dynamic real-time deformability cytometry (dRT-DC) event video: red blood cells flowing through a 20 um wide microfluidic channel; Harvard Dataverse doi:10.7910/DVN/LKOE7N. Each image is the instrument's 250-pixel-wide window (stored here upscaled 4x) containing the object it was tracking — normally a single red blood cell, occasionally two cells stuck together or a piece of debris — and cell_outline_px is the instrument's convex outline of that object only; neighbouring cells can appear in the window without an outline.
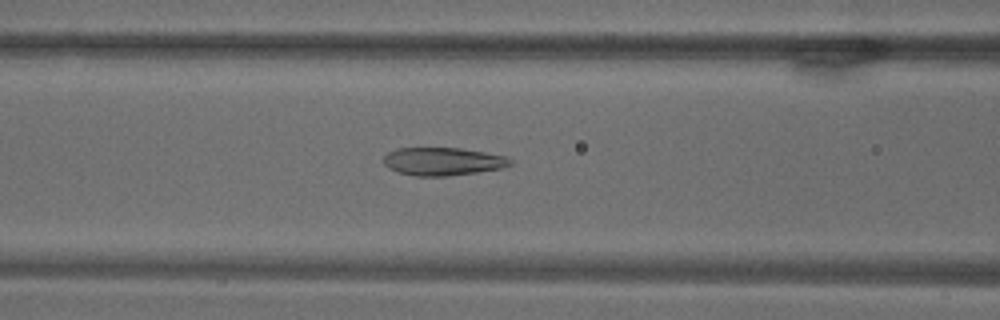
{"species": "common noctule bat (a hibernating species)", "species_latin": "Nyctalus noctula", "temperature_condition": "warm", "stored_images_in_passage": 70, "camera_frame_rate_fps": 3000, "um_per_image_px": 0.085, "animal": {"sex": "male", "body_mass_g": 18.8}, "frame": {"image": 1, "passage_image": 29, "time_ms": 9.333, "image_size_px": [1000, 320], "cell_outline_px": [[512, 164], [500, 168], [476, 172], [448, 176], [416, 176], [400, 172], [388, 168], [384, 164], [384, 156], [388, 152], [396, 148], [460, 148], [508, 156], [512, 160]], "centroid_in_image_um": [37.64, 13.71], "position_along_channel_um": 129.0, "area_um2": 20.58}}
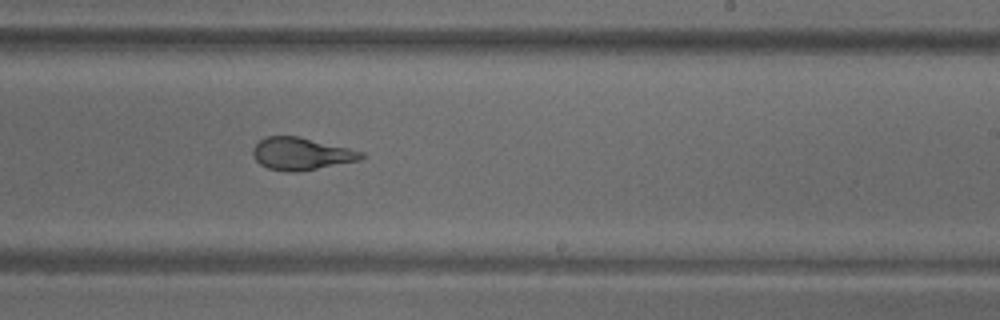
{"frame": {"image": 2, "passage_image": 43, "time_ms": 14.0, "image_size_px": [1000, 320], "cell_outline_px": [[364, 156], [360, 160], [316, 168], [292, 172], [268, 168], [260, 164], [252, 156], [252, 148], [260, 140], [268, 136], [300, 136], [364, 152]], "centroid_in_image_um": [25.58, 13.05], "position_along_channel_um": 263.4, "area_um2": 20.17}}
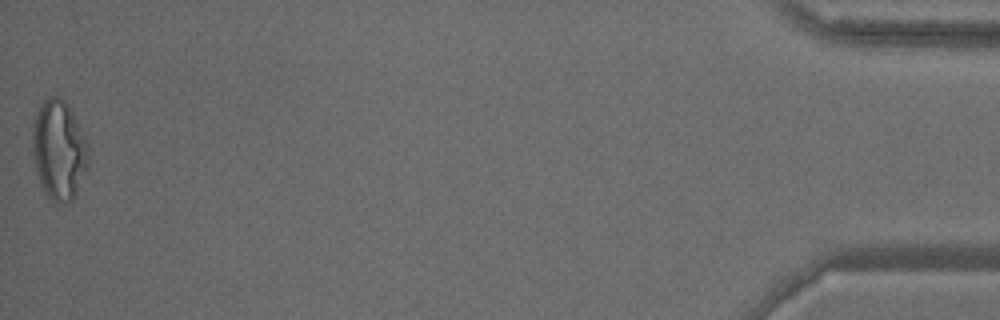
{"frame": {"image": 3, "passage_image": 70, "time_ms": 23.0, "image_size_px": [1000, 320], "cell_outline_px": [[88, 164], [76, 196], [72, 200], [64, 204], [56, 204], [48, 196], [40, 180], [36, 168], [32, 152], [32, 132], [36, 116], [44, 100], [52, 96], [60, 96], [68, 104], [88, 144]], "centroid_in_image_um": [5.02, 12.77], "position_along_channel_um": 430.2, "area_um2": 32.14}}